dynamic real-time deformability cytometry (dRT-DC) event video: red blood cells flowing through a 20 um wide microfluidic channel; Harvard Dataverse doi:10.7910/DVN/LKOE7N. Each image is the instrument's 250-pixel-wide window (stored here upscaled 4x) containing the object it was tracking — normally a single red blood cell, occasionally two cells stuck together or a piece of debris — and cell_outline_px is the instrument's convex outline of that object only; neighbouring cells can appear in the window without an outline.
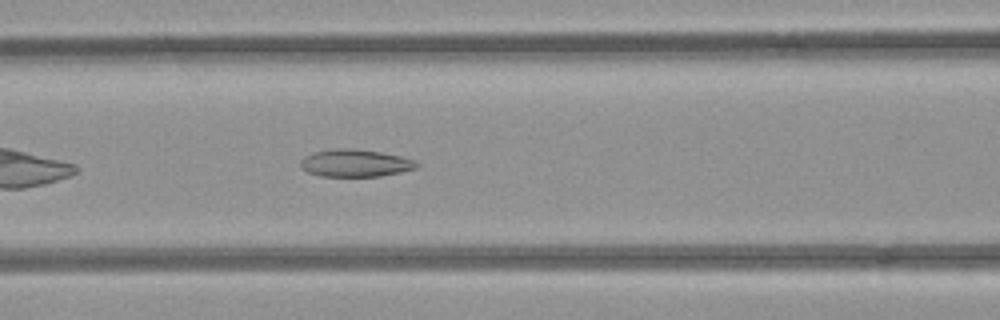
{"species": "common noctule bat (a hibernating species)", "species_latin": "Nyctalus noctula", "temperature_condition": "room temperature", "stored_images_in_passage": 38, "camera_frame_rate_fps": 3000, "um_per_image_px": 0.085, "animal": {"sex": "female", "body_mass_g": 21.9}, "frame": {"image": 1, "passage_image": 8, "time_ms": 2.333, "image_size_px": [1000, 320], "cell_outline_px": [[420, 164], [416, 168], [400, 172], [380, 176], [320, 176], [308, 172], [300, 168], [300, 160], [304, 156], [316, 152], [344, 148], [348, 148], [380, 152], [400, 156], [412, 160]], "centroid_in_image_um": [30.17, 13.87], "position_along_channel_um": 136.4, "area_um2": 18.26}}
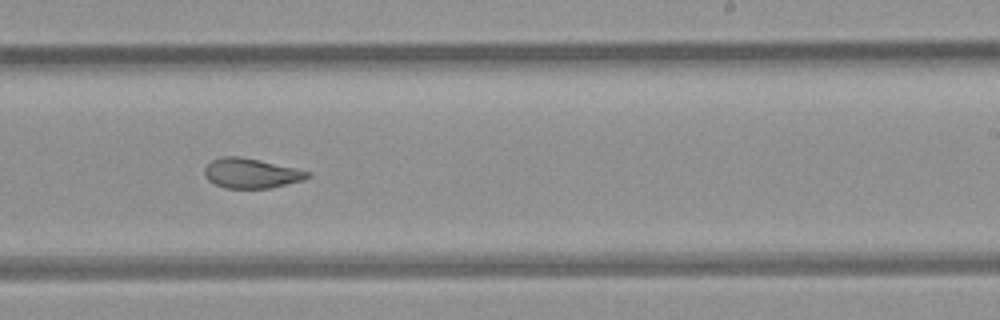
{"frame": {"image": 2, "passage_image": 18, "time_ms": 5.667, "image_size_px": [1000, 320], "cell_outline_px": [[312, 176], [304, 180], [268, 188], [224, 188], [208, 180], [204, 176], [204, 168], [212, 160], [224, 156], [240, 156], [296, 168], [308, 172]], "centroid_in_image_um": [21.33, 14.73], "position_along_channel_um": 267.7, "area_um2": 17.8}}
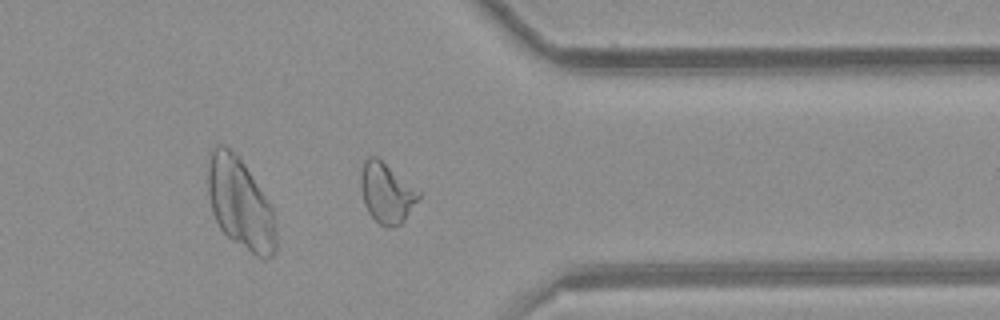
{"frame": {"image": 3, "passage_image": 27, "time_ms": 8.667, "image_size_px": [1000, 320], "cell_outline_px": [[420, 196], [404, 220], [400, 224], [392, 228], [380, 224], [368, 212], [364, 204], [360, 184], [360, 176], [364, 160], [368, 156], [376, 156], [420, 192]], "centroid_in_image_um": [32.82, 16.39], "position_along_channel_um": 378.6, "area_um2": 19.88}, "authors_computed_cell_mechanics": {"area_um2": 19.2763, "velocity_mm_per_s": 3.9459, "shape_relaxation_time_tau1_ms": null, "shape_relaxation_time_tau2_ms": 2.238, "deformation_change_tau1": null, "deformation_change_tau2": 0.0865}}